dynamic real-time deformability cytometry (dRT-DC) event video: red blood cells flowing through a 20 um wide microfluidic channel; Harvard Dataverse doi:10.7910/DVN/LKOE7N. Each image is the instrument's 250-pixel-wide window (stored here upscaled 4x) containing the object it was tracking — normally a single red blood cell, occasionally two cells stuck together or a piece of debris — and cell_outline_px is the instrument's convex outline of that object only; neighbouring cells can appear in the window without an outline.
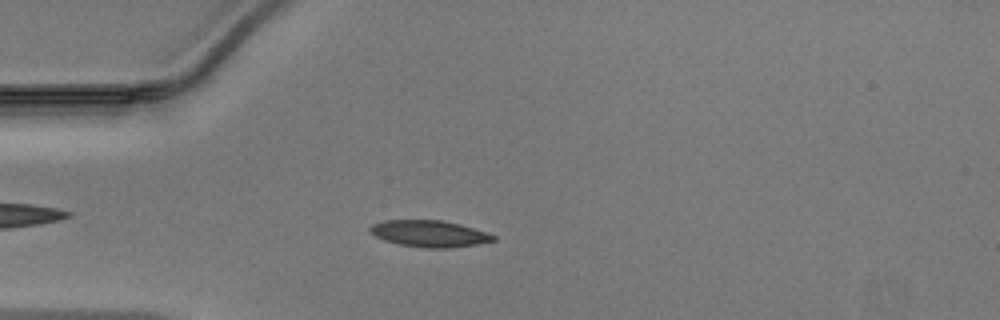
{"species": "Egyptian fruit bat (a non-hibernating species)", "species_latin": "Rousettus aegyptiacus", "temperature_condition": "warm", "stored_images_in_passage": 44, "camera_frame_rate_fps": 3000, "um_per_image_px": 0.085, "animal": {"sex": "male"}, "frame": {"image": 1, "passage_image": 9, "time_ms": 2.667, "image_size_px": [1000, 320], "cell_outline_px": [[496, 240], [476, 244], [448, 248], [428, 248], [400, 244], [384, 240], [368, 232], [368, 228], [372, 224], [384, 220], [440, 220], [460, 224], [496, 236]], "centroid_in_image_um": [36.45, 19.85], "position_along_channel_um": 48.5, "area_um2": 18.9}}
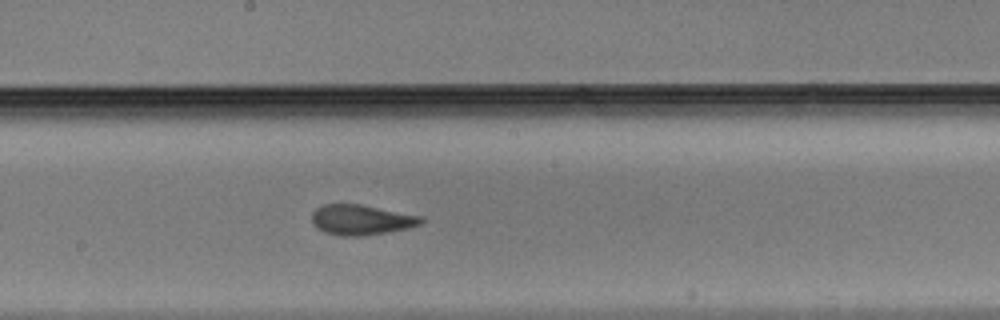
{"frame": {"image": 2, "passage_image": 22, "time_ms": 7.0, "image_size_px": [1000, 320], "cell_outline_px": [[424, 220], [420, 224], [408, 228], [388, 232], [364, 236], [344, 236], [324, 232], [316, 228], [312, 224], [312, 212], [316, 208], [324, 204], [360, 204], [424, 216]], "centroid_in_image_um": [30.71, 18.68], "position_along_channel_um": 217.5, "area_um2": 19.42}}
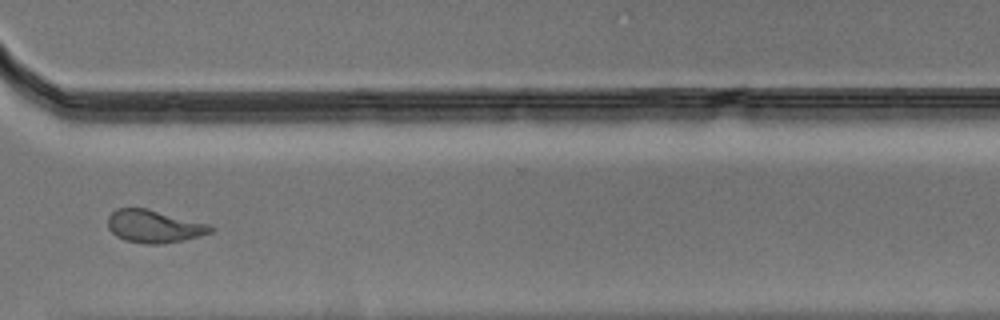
{"frame": {"image": 3, "passage_image": 32, "time_ms": 10.333, "image_size_px": [1000, 320], "cell_outline_px": [[216, 228], [212, 232], [200, 236], [184, 240], [164, 244], [144, 244], [124, 240], [116, 236], [108, 228], [108, 216], [116, 208], [148, 208], [208, 224]], "centroid_in_image_um": [13.09, 19.24], "position_along_channel_um": 357.5, "area_um2": 19.77}}